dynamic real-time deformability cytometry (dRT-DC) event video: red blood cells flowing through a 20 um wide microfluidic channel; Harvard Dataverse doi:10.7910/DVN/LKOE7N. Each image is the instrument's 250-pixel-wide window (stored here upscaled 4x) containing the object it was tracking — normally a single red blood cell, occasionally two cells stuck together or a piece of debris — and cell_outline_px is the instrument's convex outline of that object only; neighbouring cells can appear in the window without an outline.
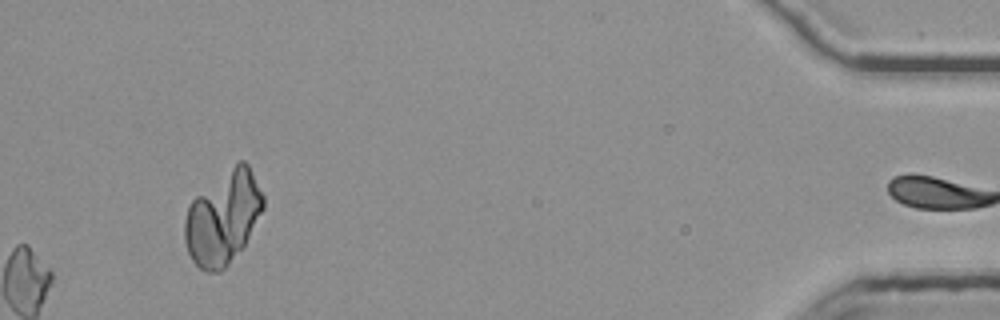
{"species": "common noctule bat (a hibernating species)", "species_latin": "Nyctalus noctula", "temperature_condition": "room temperature", "stored_images_in_passage": 52, "segment_of_instrument_passage": [2, 2], "camera_frame_rate_fps": 3000, "um_per_image_px": 0.085, "animal": {"sex": "female", "body_mass_g": 25.1}, "frame": {"image": 1, "passage_image": 52, "time_ms": 17.0, "image_size_px": [1000, 320], "cell_outline_px": [[264, 208], [244, 244], [228, 264], [220, 272], [204, 272], [192, 260], [188, 252], [184, 240], [184, 220], [188, 208], [192, 200], [196, 196], [240, 160], [244, 160], [248, 164], [264, 196]], "centroid_in_image_um": [18.95, 18.53], "position_along_channel_um": 416.3, "area_um2": 42.02}}